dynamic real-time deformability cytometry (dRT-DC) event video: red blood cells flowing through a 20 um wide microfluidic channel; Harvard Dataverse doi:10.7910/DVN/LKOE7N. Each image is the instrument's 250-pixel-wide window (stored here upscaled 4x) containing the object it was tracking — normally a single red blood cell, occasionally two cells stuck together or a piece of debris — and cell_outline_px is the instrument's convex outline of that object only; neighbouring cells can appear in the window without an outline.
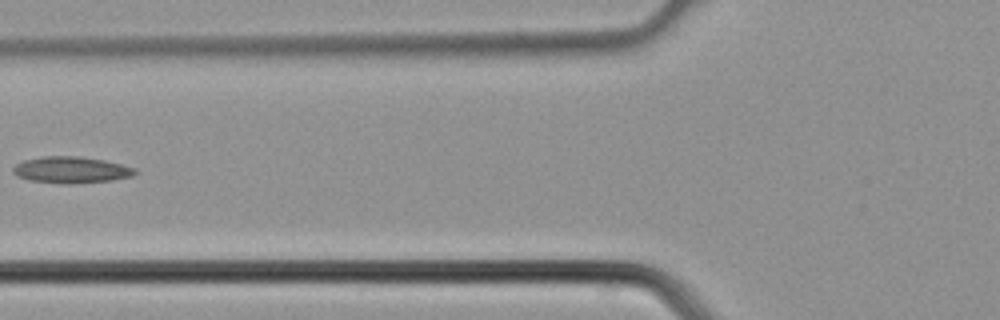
{"species": "common noctule bat (a hibernating species)", "species_latin": "Nyctalus noctula", "temperature_condition": "cold", "stored_images_in_passage": 4, "camera_frame_rate_fps": 3000, "um_per_image_px": 0.085, "animal": {"sex": "male", "body_mass_g": 21.5, "forearm_length_mm": 52.0}, "frame": {"image": 1, "passage_image": 4, "time_ms": 1.0, "image_size_px": [1000, 320], "cell_outline_px": [[136, 172], [132, 176], [112, 180], [68, 184], [64, 184], [32, 180], [16, 176], [12, 172], [12, 168], [16, 164], [24, 160], [40, 156], [80, 156], [104, 160], [136, 168]], "centroid_in_image_um": [6.02, 14.43], "position_along_channel_um": 119.8, "area_um2": 18.79}}